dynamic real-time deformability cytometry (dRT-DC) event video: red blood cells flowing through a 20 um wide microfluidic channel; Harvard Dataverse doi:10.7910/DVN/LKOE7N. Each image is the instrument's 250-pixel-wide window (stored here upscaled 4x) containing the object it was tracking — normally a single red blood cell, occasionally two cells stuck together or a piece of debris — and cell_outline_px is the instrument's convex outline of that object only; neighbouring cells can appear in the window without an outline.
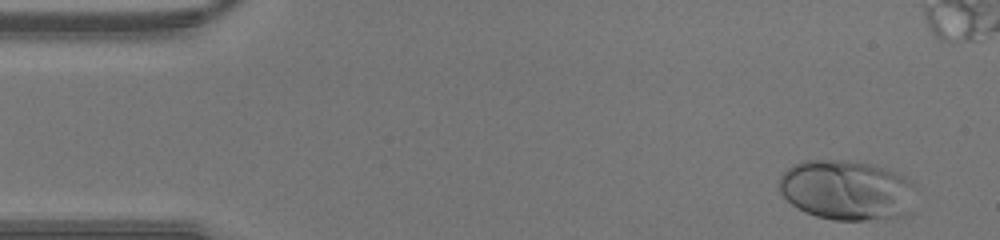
{"species": "human", "species_latin": "Homo sapiens", "temperature_condition": "warm", "stored_images_in_passage": 36, "camera_frame_rate_fps": 3000, "um_per_image_px": 0.085, "donor": {"sex": "male"}, "frame": {"image": 1, "passage_image": 2, "time_ms": 0.333, "image_size_px": [1000, 240], "cell_outline_px": [[920, 188], [908, 212], [904, 216], [864, 220], [832, 220], [816, 216], [804, 212], [792, 204], [780, 192], [776, 184], [780, 176], [792, 164], [804, 160], [848, 160], [872, 164], [884, 168], [904, 176], [912, 180]], "centroid_in_image_um": [72.0, 16.15], "position_along_channel_um": 13.0, "area_um2": 48.67}}
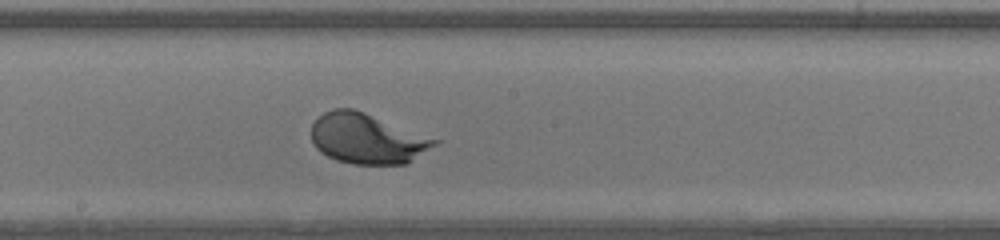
{"frame": {"image": 2, "passage_image": 23, "time_ms": 7.333, "image_size_px": [1000, 240], "cell_outline_px": [[440, 140], [436, 144], [408, 164], [352, 164], [336, 160], [320, 152], [316, 148], [312, 140], [312, 124], [324, 112], [332, 108], [352, 108], [364, 112]], "centroid_in_image_um": [31.2, 11.79], "position_along_channel_um": 217.0, "area_um2": 35.95}}
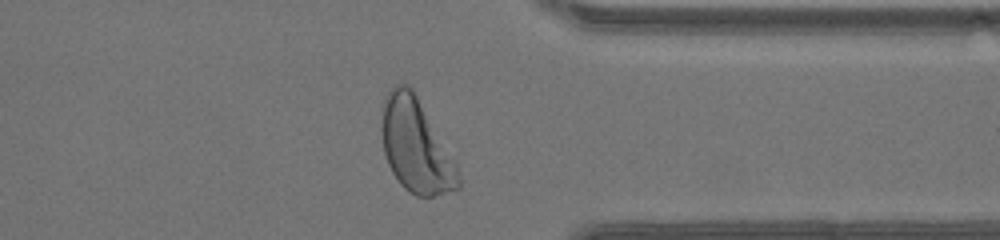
{"frame": {"image": 3, "passage_image": 34, "time_ms": 11.0, "image_size_px": [1000, 240], "cell_outline_px": [[460, 188], [432, 196], [416, 196], [408, 192], [400, 184], [392, 172], [388, 164], [384, 152], [380, 124], [384, 96], [396, 84], [408, 84], [412, 88], [456, 160], [460, 172]], "centroid_in_image_um": [35.36, 12.39], "position_along_channel_um": 376.0, "area_um2": 42.31}}